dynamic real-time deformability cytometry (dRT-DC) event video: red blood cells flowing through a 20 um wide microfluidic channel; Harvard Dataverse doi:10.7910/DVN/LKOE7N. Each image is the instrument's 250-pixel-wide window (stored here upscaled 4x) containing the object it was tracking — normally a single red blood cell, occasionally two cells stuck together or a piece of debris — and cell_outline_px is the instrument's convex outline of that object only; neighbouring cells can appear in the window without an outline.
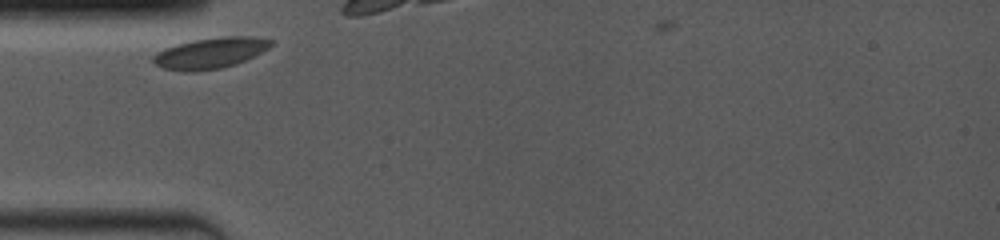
{"species": "common noctule bat (a hibernating species)", "species_latin": "Nyctalus noctula", "temperature_condition": "room temperature", "stored_images_in_passage": 14, "camera_frame_rate_fps": 4000, "um_per_image_px": 0.085, "animal": {"sex": "female", "body_mass_g": 19.0, "forearm_length_mm": 53.3}, "frame": {"image": 1, "passage_image": 1, "time_ms": 0.0, "image_size_px": [1000, 240], "cell_outline_px": [[272, 44], [268, 48], [236, 64], [220, 68], [196, 72], [184, 72], [160, 68], [152, 60], [152, 56], [156, 52], [164, 48], [176, 44], [196, 40], [224, 36], [252, 36], [272, 40]], "centroid_in_image_um": [17.81, 4.52], "position_along_channel_um": 67.2, "area_um2": 21.15}}